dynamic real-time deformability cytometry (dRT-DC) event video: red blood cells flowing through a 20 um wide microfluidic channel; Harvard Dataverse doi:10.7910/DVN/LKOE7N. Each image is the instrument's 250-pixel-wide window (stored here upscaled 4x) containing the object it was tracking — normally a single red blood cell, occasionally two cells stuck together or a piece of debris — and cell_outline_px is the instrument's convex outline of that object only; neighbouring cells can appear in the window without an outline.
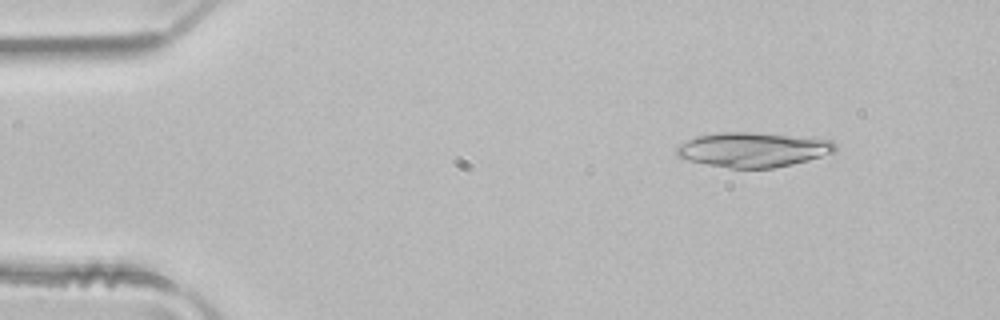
{"species": "common noctule bat (a hibernating species)", "species_latin": "Nyctalus noctula", "temperature_condition": "room temperature", "stored_images_in_passage": 5, "camera_frame_rate_fps": 3000, "um_per_image_px": 0.085, "animal": {"sex": "male", "body_mass_g": 21.5, "forearm_length_mm": 52.0}, "frame": {"image": 1, "passage_image": 2, "time_ms": 0.333, "image_size_px": [1000, 320], "cell_outline_px": [[836, 152], [792, 164], [772, 168], [728, 168], [704, 164], [688, 160], [676, 156], [676, 148], [680, 144], [696, 136], [724, 132], [748, 132], [832, 140], [836, 144]], "centroid_in_image_um": [63.97, 12.73], "position_along_channel_um": 21.0, "area_um2": 31.79}}